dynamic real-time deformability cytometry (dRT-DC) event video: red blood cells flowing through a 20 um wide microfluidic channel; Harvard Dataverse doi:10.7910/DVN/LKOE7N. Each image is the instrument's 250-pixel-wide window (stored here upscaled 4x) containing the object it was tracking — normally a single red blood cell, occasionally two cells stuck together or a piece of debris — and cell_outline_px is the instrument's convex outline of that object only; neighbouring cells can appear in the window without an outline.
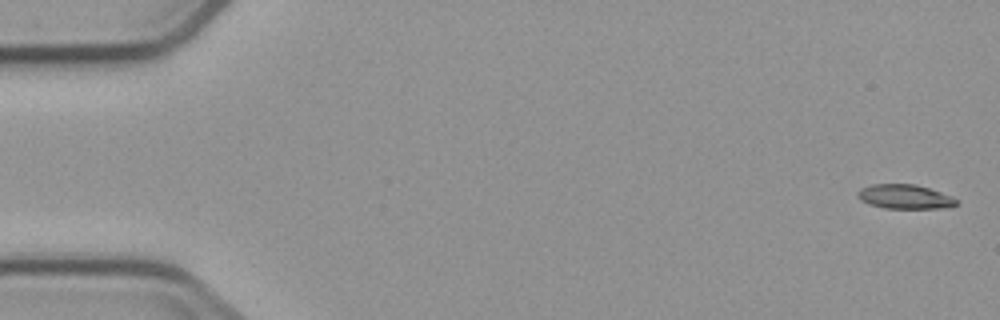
{"species": "common noctule bat (a hibernating species)", "species_latin": "Nyctalus noctula", "temperature_condition": "cold", "stored_images_in_passage": 5, "camera_frame_rate_fps": 3000, "um_per_image_px": 0.085, "animal": {"sex": "male", "body_mass_g": 23.1, "forearm_length_mm": 52.7}, "frame": {"image": 1, "passage_image": 1, "time_ms": 0.0, "image_size_px": [1000, 320], "cell_outline_px": [[956, 204], [944, 208], [884, 208], [868, 204], [860, 200], [856, 196], [856, 192], [860, 188], [872, 184], [916, 184], [952, 196], [956, 200]], "centroid_in_image_um": [76.84, 16.71], "position_along_channel_um": 8.2, "area_um2": 13.99}}
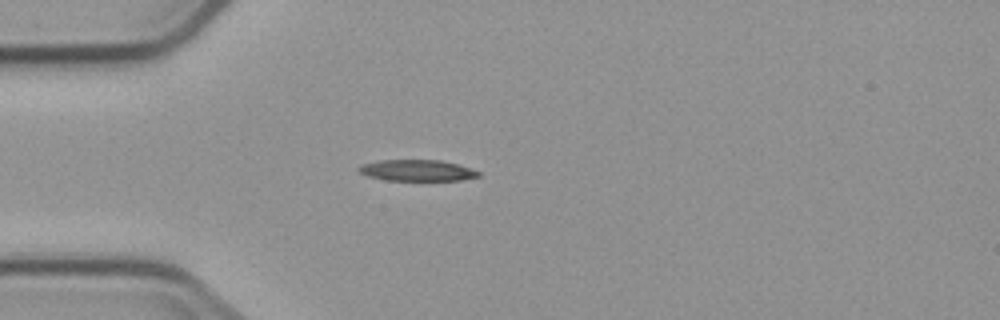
{"frame": {"image": 2, "passage_image": 5, "time_ms": 4.667, "image_size_px": [1000, 320], "cell_outline_px": [[480, 176], [460, 180], [388, 180], [368, 176], [360, 172], [356, 168], [360, 164], [380, 160], [440, 160], [456, 164], [480, 172]], "centroid_in_image_um": [35.4, 14.48], "position_along_channel_um": 49.6, "area_um2": 14.62}}